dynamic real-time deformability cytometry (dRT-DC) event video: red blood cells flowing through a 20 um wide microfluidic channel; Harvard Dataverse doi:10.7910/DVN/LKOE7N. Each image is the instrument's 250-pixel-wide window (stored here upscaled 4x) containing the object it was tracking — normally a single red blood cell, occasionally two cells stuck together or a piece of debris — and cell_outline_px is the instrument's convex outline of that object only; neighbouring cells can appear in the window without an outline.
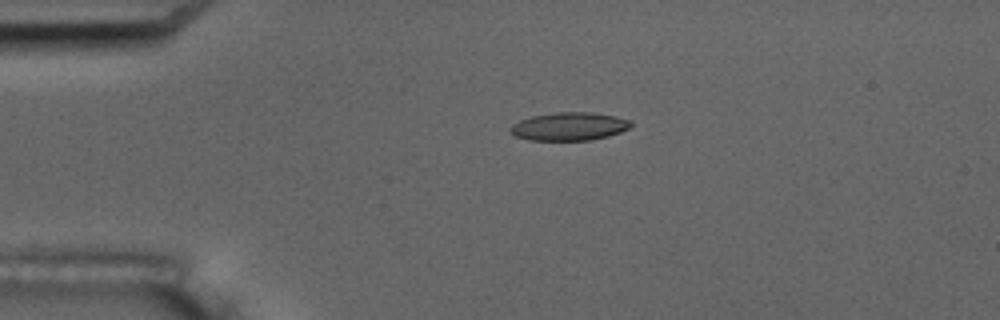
{"species": "common noctule bat (a hibernating species)", "species_latin": "Nyctalus noctula", "temperature_condition": "room temperature", "stored_images_in_passage": 3, "camera_frame_rate_fps": 3000, "um_per_image_px": 0.085, "animal": {"sex": "male", "body_mass_g": 17.5, "forearm_length_mm": 52.3}, "frame": {"image": 1, "passage_image": 2, "time_ms": 1.333, "image_size_px": [1000, 320], "cell_outline_px": [[632, 124], [628, 128], [620, 132], [608, 136], [592, 140], [528, 140], [512, 136], [508, 132], [508, 128], [512, 124], [520, 120], [532, 116], [556, 112], [592, 112], [616, 116], [628, 120]], "centroid_in_image_um": [48.31, 10.75], "position_along_channel_um": 36.7, "area_um2": 19.94}}